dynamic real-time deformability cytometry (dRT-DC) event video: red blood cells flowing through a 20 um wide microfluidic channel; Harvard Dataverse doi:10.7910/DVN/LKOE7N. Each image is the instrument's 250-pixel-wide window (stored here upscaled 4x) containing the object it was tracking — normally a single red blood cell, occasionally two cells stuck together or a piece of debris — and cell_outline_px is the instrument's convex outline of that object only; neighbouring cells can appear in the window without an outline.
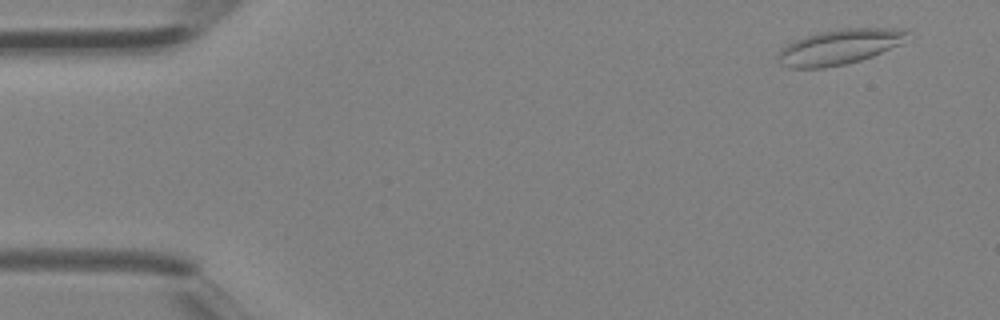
{"species": "Egyptian fruit bat (a non-hibernating species)", "species_latin": "Rousettus aegyptiacus", "temperature_condition": "room temperature", "stored_images_in_passage": 40, "camera_frame_rate_fps": 3000, "um_per_image_px": 0.085, "animal": {"sex": "female"}, "frame": {"image": 1, "passage_image": 3, "time_ms": 0.667, "image_size_px": [1000, 320], "cell_outline_px": [[908, 32], [900, 44], [872, 56], [860, 60], [844, 64], [824, 68], [788, 68], [780, 64], [776, 56], [780, 48], [804, 36], [820, 32], [840, 28], [904, 28]], "centroid_in_image_um": [71.29, 3.99], "position_along_channel_um": 13.7, "area_um2": 26.41}}
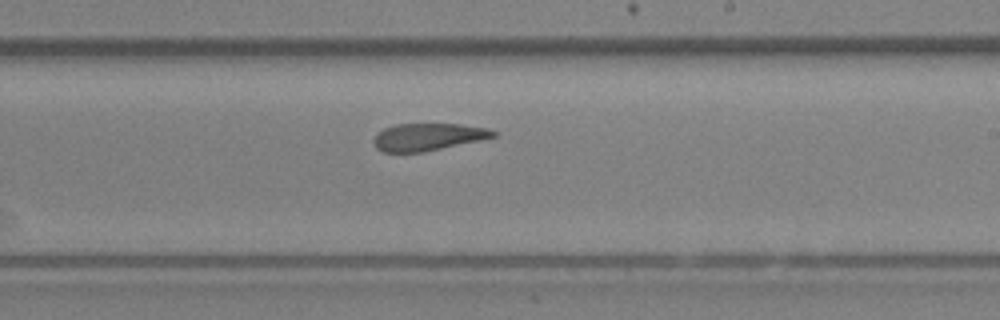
{"frame": {"image": 2, "passage_image": 24, "time_ms": 7.667, "image_size_px": [1000, 320], "cell_outline_px": [[496, 136], [480, 140], [424, 152], [384, 152], [376, 148], [372, 140], [376, 132], [384, 128], [396, 124], [460, 124], [488, 128], [496, 132]], "centroid_in_image_um": [36.33, 11.63], "position_along_channel_um": 252.7, "area_um2": 19.07}}
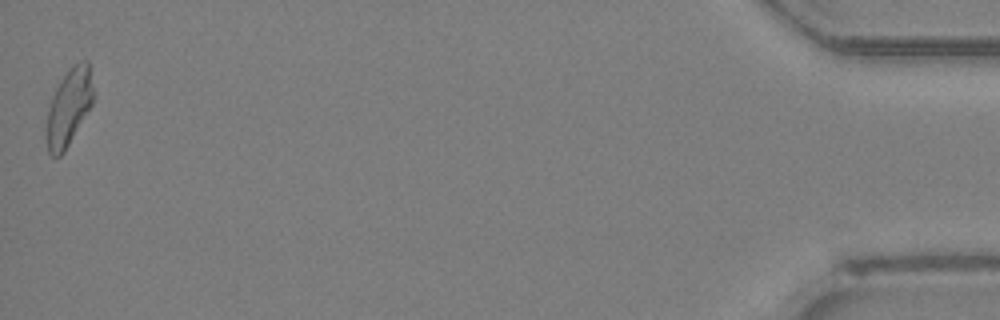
{"frame": {"image": 3, "passage_image": 40, "time_ms": 13.0, "image_size_px": [1000, 320], "cell_outline_px": [[92, 104], [64, 152], [60, 156], [52, 156], [48, 152], [44, 136], [44, 132], [48, 108], [52, 96], [60, 80], [68, 68], [72, 64], [84, 60], [88, 60], [92, 88]], "centroid_in_image_um": [5.79, 9.14], "position_along_channel_um": 429.4, "area_um2": 21.04}}